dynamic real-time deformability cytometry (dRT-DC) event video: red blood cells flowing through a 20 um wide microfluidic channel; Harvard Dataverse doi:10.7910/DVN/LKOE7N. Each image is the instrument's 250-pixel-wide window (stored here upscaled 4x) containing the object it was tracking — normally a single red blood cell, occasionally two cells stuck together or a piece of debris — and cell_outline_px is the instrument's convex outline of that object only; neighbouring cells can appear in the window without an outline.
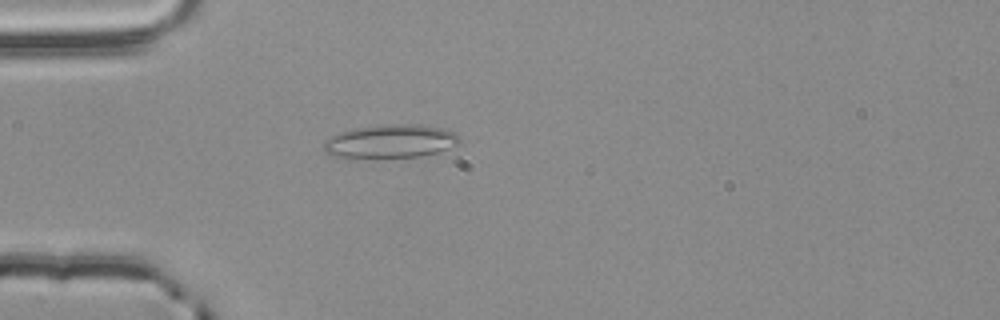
{"species": "common noctule bat (a hibernating species)", "species_latin": "Nyctalus noctula", "temperature_condition": "room temperature", "stored_images_in_passage": 39, "camera_frame_rate_fps": 3000, "um_per_image_px": 0.085, "animal": {"sex": "male", "body_mass_g": 20.4}, "frame": {"image": 1, "passage_image": 1, "time_ms": 0.0, "image_size_px": [1000, 320], "cell_outline_px": [[460, 140], [456, 144], [448, 148], [436, 152], [420, 156], [344, 160], [324, 152], [324, 140], [332, 136], [352, 128], [384, 124], [420, 124], [440, 128], [452, 132], [460, 136]], "centroid_in_image_um": [33.09, 12.04], "position_along_channel_um": 51.9, "area_um2": 26.99}}
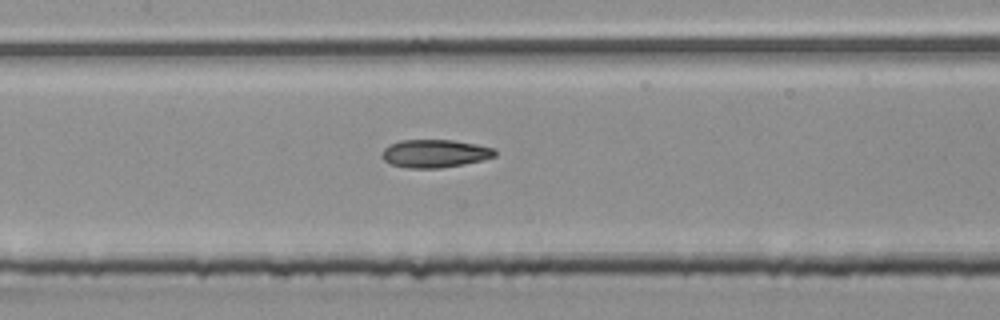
{"frame": {"image": 2, "passage_image": 11, "time_ms": 3.333, "image_size_px": [1000, 320], "cell_outline_px": [[496, 156], [484, 160], [464, 164], [440, 168], [408, 168], [392, 164], [384, 160], [384, 148], [388, 144], [400, 140], [452, 140], [476, 144], [492, 148], [496, 152]], "centroid_in_image_um": [36.98, 13.05], "position_along_channel_um": 170.4, "area_um2": 18.32}}
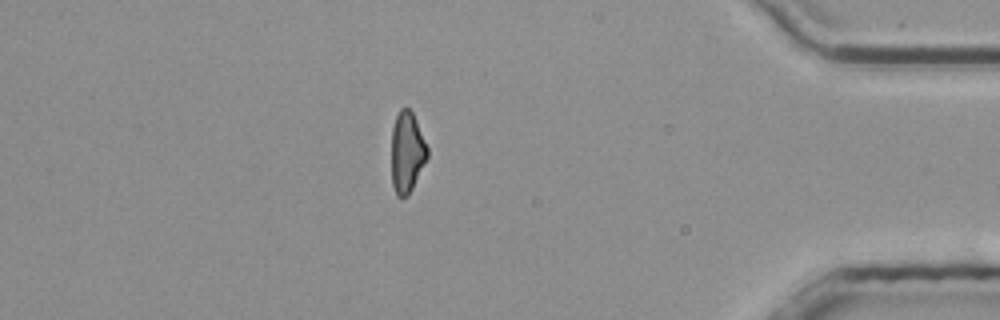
{"frame": {"image": 3, "passage_image": 32, "time_ms": 10.333, "image_size_px": [1000, 320], "cell_outline_px": [[428, 156], [408, 196], [396, 196], [392, 184], [392, 128], [396, 116], [400, 108], [408, 108], [412, 112], [416, 120], [428, 148]], "centroid_in_image_um": [34.58, 12.93], "position_along_channel_um": 400.6, "area_um2": 16.76}, "authors_computed_cell_mechanics": {"area_um2": 18.0336, "velocity_mm_per_s": 3.875, "shape_relaxation_time_tau1_ms": 6.9172, "shape_relaxation_time_tau2_ms": 3.7202, "deformation_change_tau1": 0.1425, "deformation_change_tau2": 0.1228}}